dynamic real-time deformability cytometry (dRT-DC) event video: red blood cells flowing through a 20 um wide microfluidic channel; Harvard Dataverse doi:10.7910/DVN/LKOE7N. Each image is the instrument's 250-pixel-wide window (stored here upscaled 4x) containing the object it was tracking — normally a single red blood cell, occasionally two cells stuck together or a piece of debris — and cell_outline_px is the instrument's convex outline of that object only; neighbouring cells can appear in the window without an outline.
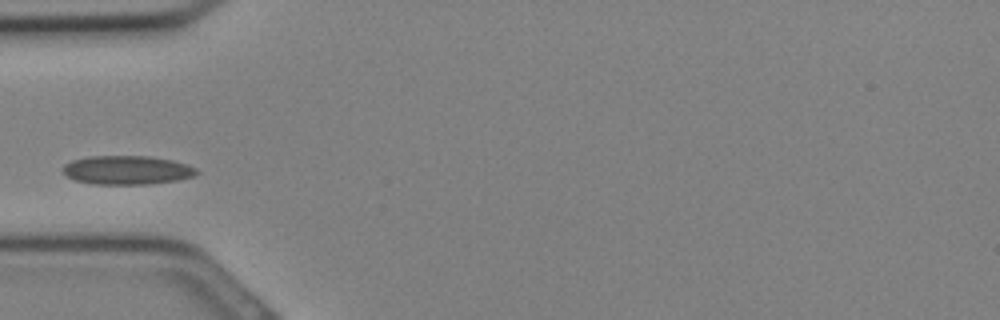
{"species": "Egyptian fruit bat (a non-hibernating species)", "species_latin": "Rousettus aegyptiacus", "temperature_condition": "cold", "stored_images_in_passage": 14, "camera_frame_rate_fps": 3000, "um_per_image_px": 0.085, "animal": {"sex": "female"}, "frame": {"image": 1, "passage_image": 1, "time_ms": 0.0, "image_size_px": [1000, 320], "cell_outline_px": [[200, 172], [192, 176], [176, 180], [152, 184], [92, 184], [76, 180], [68, 176], [64, 172], [64, 164], [72, 160], [88, 156], [148, 156], [172, 160], [188, 164], [196, 168]], "centroid_in_image_um": [10.82, 14.45], "position_along_channel_um": 74.2, "area_um2": 22.43}}
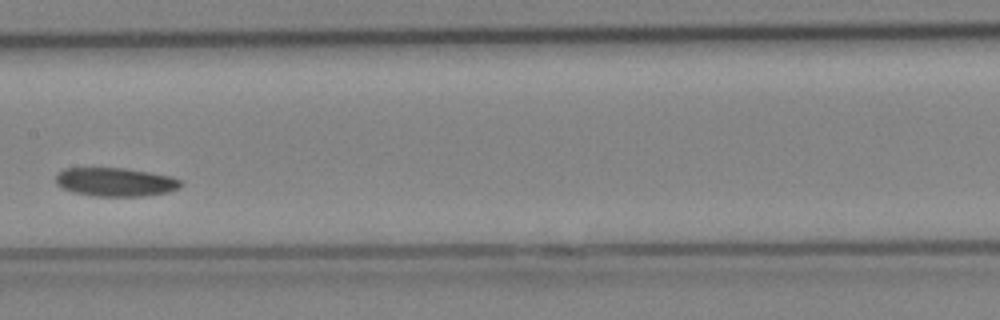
{"frame": {"image": 2, "passage_image": 7, "time_ms": 2.0, "image_size_px": [1000, 320], "cell_outline_px": [[184, 184], [180, 188], [168, 192], [140, 196], [96, 196], [72, 192], [56, 184], [56, 176], [64, 168], [124, 168], [152, 172], [172, 176], [180, 180]], "centroid_in_image_um": [9.85, 15.46], "position_along_channel_um": 197.5, "area_um2": 20.92}}
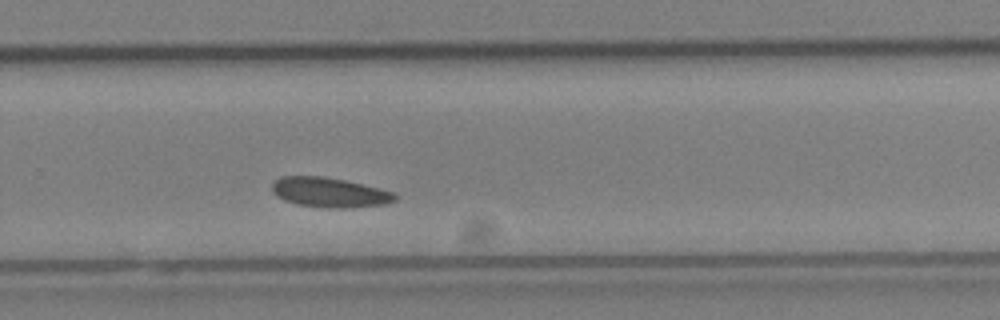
{"frame": {"image": 3, "passage_image": 12, "time_ms": 3.667, "image_size_px": [1000, 320], "cell_outline_px": [[396, 200], [388, 204], [348, 208], [328, 208], [296, 204], [284, 200], [276, 196], [272, 192], [272, 184], [280, 176], [324, 176], [344, 180], [380, 188], [396, 192]], "centroid_in_image_um": [28.03, 16.36], "position_along_channel_um": 301.8, "area_um2": 21.56}}